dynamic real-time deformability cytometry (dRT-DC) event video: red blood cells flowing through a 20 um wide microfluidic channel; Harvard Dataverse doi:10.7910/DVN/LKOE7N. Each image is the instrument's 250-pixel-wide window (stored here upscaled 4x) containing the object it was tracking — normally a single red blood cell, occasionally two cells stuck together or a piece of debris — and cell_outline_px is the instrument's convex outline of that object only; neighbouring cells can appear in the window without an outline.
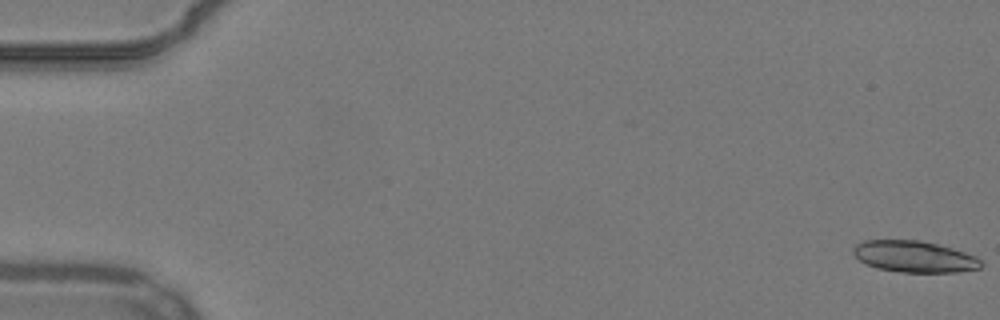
{"species": "common noctule bat (a hibernating species)", "species_latin": "Nyctalus noctula", "temperature_condition": "warm", "stored_images_in_passage": 28, "segment_of_instrument_passage": [1, 2], "camera_frame_rate_fps": 3000, "um_per_image_px": 0.085, "animal": {"sex": "male", "body_mass_g": 19.2, "forearm_length_mm": 51.8}, "frame": {"image": 1, "passage_image": 1, "time_ms": 0.0, "image_size_px": [1000, 320], "cell_outline_px": [[984, 264], [980, 268], [960, 272], [900, 272], [876, 268], [860, 260], [852, 252], [852, 248], [856, 244], [864, 240], [920, 240], [952, 248], [976, 256]], "centroid_in_image_um": [77.72, 21.81], "position_along_channel_um": 7.3, "area_um2": 23.41}}
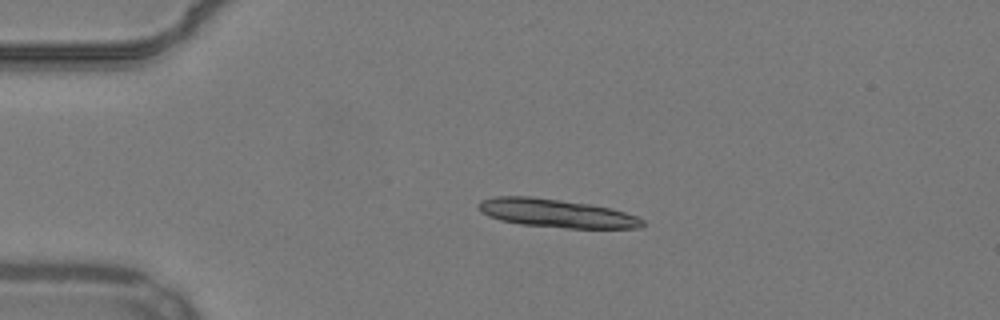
{"frame": {"image": 2, "passage_image": 13, "time_ms": 4.0, "image_size_px": [1000, 320], "cell_outline_px": [[644, 224], [640, 228], [568, 228], [520, 224], [500, 220], [488, 216], [480, 212], [480, 200], [496, 196], [532, 196], [588, 204], [612, 208], [636, 216], [644, 220]], "centroid_in_image_um": [47.29, 18.12], "position_along_channel_um": 37.7, "area_um2": 26.99}}